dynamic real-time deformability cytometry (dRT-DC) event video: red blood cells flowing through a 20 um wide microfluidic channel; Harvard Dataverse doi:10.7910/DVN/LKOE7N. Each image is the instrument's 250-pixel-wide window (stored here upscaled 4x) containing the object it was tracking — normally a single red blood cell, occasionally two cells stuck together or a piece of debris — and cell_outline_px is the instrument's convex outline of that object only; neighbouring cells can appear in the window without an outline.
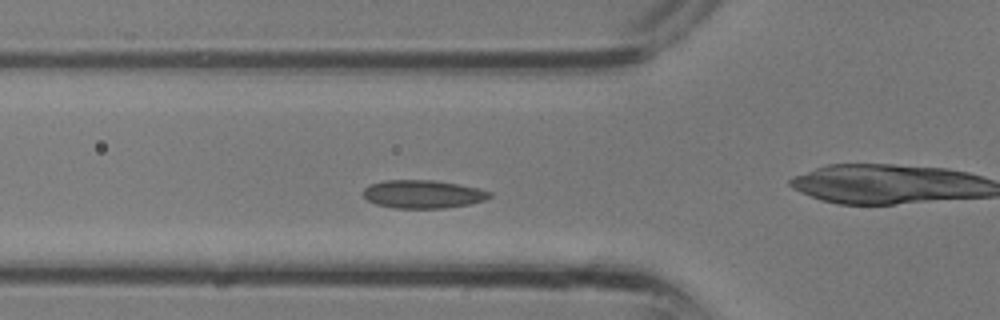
{"species": "common noctule bat (a hibernating species)", "species_latin": "Nyctalus noctula", "temperature_condition": "room temperature", "stored_images_in_passage": 30, "camera_frame_rate_fps": 3000, "um_per_image_px": 0.085, "animal": {"sex": "male", "body_mass_g": 13.3}, "frame": {"image": 1, "passage_image": 8, "time_ms": 2.333, "image_size_px": [1000, 320], "cell_outline_px": [[492, 196], [484, 200], [468, 204], [444, 208], [392, 208], [376, 204], [368, 200], [364, 196], [364, 188], [372, 184], [384, 180], [432, 180], [456, 184], [476, 188], [492, 192]], "centroid_in_image_um": [35.93, 16.51], "position_along_channel_um": 89.9, "area_um2": 20.52}}
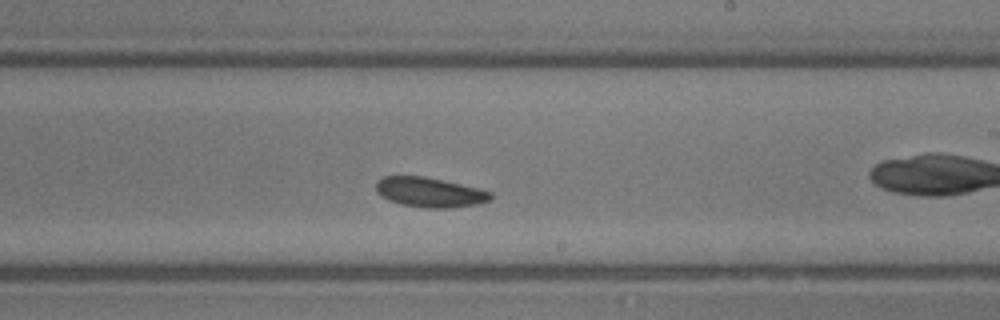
{"frame": {"image": 2, "passage_image": 16, "time_ms": 5.0, "image_size_px": [1000, 320], "cell_outline_px": [[492, 200], [476, 204], [452, 208], [424, 208], [400, 204], [388, 200], [380, 196], [376, 192], [376, 180], [384, 176], [424, 176], [480, 188], [492, 192]], "centroid_in_image_um": [36.52, 16.35], "position_along_channel_um": 252.5, "area_um2": 20.17}}
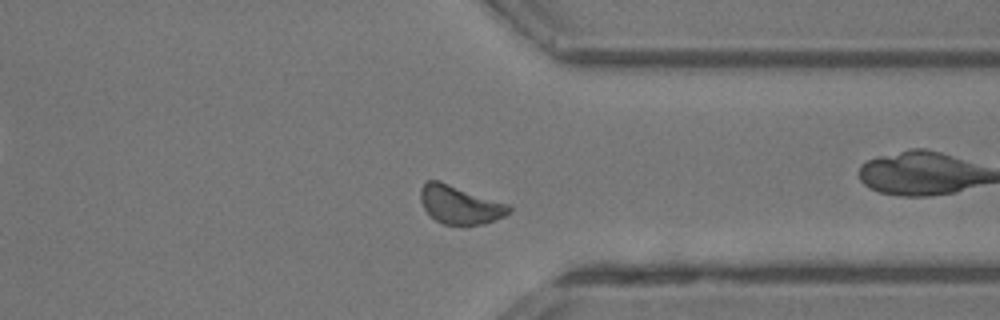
{"frame": {"image": 3, "passage_image": 22, "time_ms": 7.0, "image_size_px": [1000, 320], "cell_outline_px": [[512, 212], [504, 216], [484, 224], [468, 228], [464, 228], [444, 224], [436, 220], [424, 208], [420, 200], [420, 188], [428, 180], [440, 180], [508, 204], [512, 208]], "centroid_in_image_um": [39.11, 17.44], "position_along_channel_um": 372.3, "area_um2": 20.29}}